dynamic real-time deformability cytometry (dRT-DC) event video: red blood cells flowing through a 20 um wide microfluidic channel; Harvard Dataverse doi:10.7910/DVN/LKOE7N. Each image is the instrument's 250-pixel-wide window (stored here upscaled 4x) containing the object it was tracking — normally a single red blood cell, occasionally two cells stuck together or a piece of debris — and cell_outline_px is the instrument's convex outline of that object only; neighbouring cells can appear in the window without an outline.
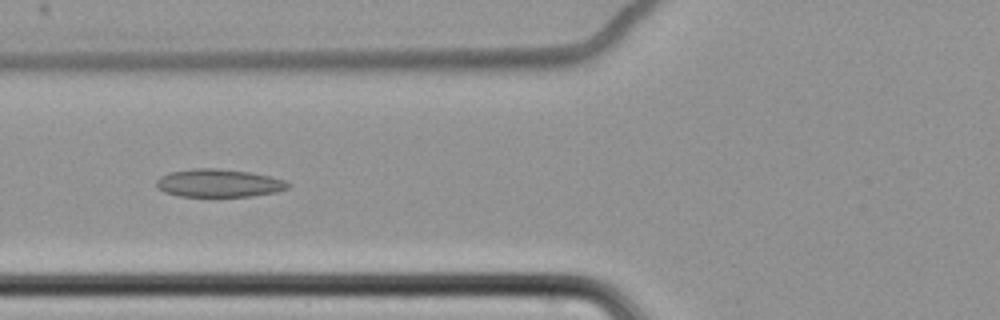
{"species": "common noctule bat (a hibernating species)", "species_latin": "Nyctalus noctula", "temperature_condition": "cold", "stored_images_in_passage": 63, "camera_frame_rate_fps": 3000, "um_per_image_px": 0.085, "animal": {"sex": "female", "body_mass_g": 22.7, "forearm_length_mm": 54.2}, "frame": {"image": 1, "passage_image": 27, "time_ms": 8.667, "image_size_px": [1000, 320], "cell_outline_px": [[292, 184], [288, 188], [276, 192], [252, 196], [180, 196], [164, 192], [156, 188], [156, 180], [160, 176], [168, 172], [192, 168], [216, 168], [248, 172], [272, 176], [284, 180]], "centroid_in_image_um": [18.58, 15.56], "position_along_channel_um": 107.2, "area_um2": 21.62}}
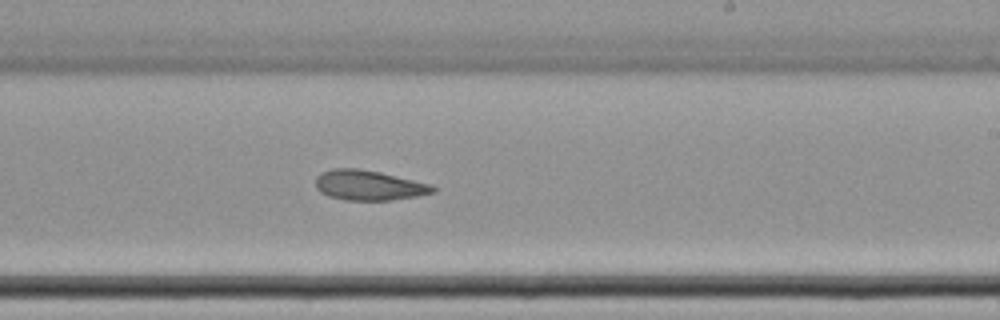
{"frame": {"image": 2, "passage_image": 40, "time_ms": 13.0, "image_size_px": [1000, 320], "cell_outline_px": [[436, 192], [416, 196], [392, 200], [344, 200], [328, 196], [320, 192], [316, 188], [316, 176], [320, 172], [332, 168], [356, 168], [380, 172], [432, 184], [436, 188]], "centroid_in_image_um": [31.33, 15.74], "position_along_channel_um": 257.7, "area_um2": 20.69}}
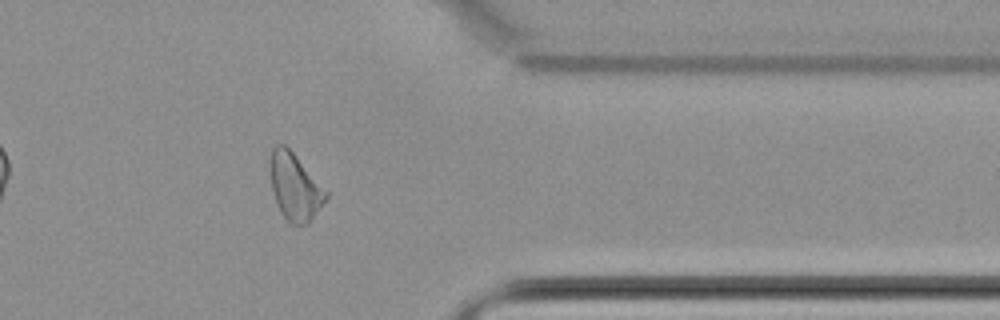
{"frame": {"image": 3, "passage_image": 52, "time_ms": 17.0, "image_size_px": [1000, 320], "cell_outline_px": [[328, 196], [312, 220], [308, 224], [292, 224], [284, 216], [276, 204], [272, 188], [272, 148], [276, 144], [284, 144], [292, 152], [328, 192]], "centroid_in_image_um": [25.09, 15.92], "position_along_channel_um": 386.3, "area_um2": 21.04}}